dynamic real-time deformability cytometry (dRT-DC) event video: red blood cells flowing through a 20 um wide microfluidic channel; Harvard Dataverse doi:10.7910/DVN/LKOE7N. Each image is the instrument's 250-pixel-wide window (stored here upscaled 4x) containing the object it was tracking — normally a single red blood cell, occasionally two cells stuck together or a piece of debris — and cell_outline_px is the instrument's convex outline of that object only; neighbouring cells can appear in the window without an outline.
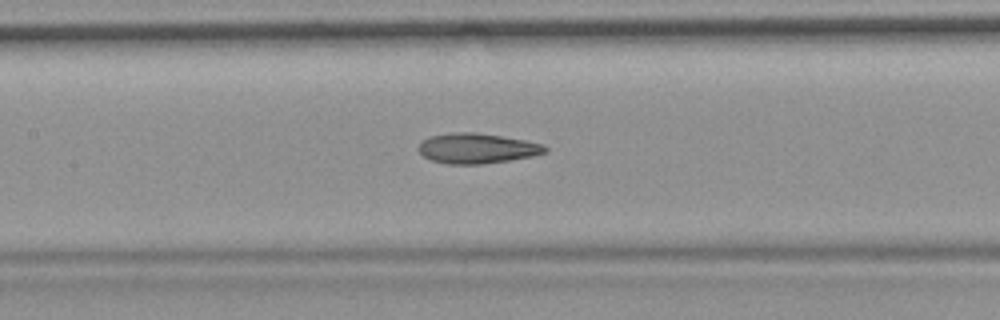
{"species": "common noctule bat (a hibernating species)", "species_latin": "Nyctalus noctula", "temperature_condition": "room temperature", "stored_images_in_passage": 43, "camera_frame_rate_fps": 3000, "um_per_image_px": 0.085, "animal": {"sex": "female", "body_mass_g": 19.9}, "frame": {"image": 1, "passage_image": 25, "time_ms": 8.0, "image_size_px": [1000, 320], "cell_outline_px": [[548, 152], [532, 156], [508, 160], [480, 164], [448, 164], [432, 160], [424, 156], [420, 152], [420, 144], [424, 140], [432, 136], [456, 132], [472, 132], [500, 136], [524, 140], [544, 144], [548, 148]], "centroid_in_image_um": [40.59, 12.61], "position_along_channel_um": 166.8, "area_um2": 21.85}}